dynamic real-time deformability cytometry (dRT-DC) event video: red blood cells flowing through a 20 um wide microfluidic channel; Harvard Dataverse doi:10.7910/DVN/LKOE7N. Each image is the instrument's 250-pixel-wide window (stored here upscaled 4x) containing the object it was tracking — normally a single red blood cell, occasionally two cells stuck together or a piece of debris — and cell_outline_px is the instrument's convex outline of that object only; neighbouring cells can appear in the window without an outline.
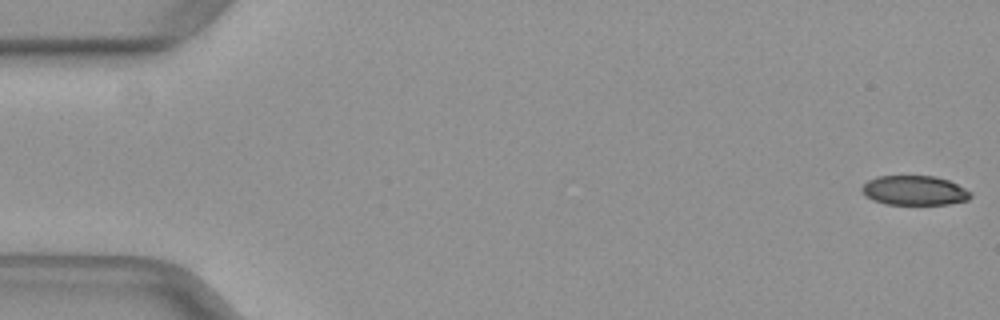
{"species": "common noctule bat (a hibernating species)", "species_latin": "Nyctalus noctula", "temperature_condition": "warm", "stored_images_in_passage": 50, "camera_frame_rate_fps": 3000, "um_per_image_px": 0.085, "animal": {"sex": "female", "body_mass_g": 29.2, "forearm_length_mm": 56.3}, "frame": {"image": 1, "passage_image": 1, "time_ms": 0.0, "image_size_px": [1000, 320], "cell_outline_px": [[972, 196], [968, 200], [948, 204], [888, 204], [876, 200], [868, 196], [860, 188], [868, 180], [876, 176], [936, 176], [948, 180], [972, 192]], "centroid_in_image_um": [77.77, 16.18], "position_along_channel_um": 7.2, "area_um2": 18.5}}
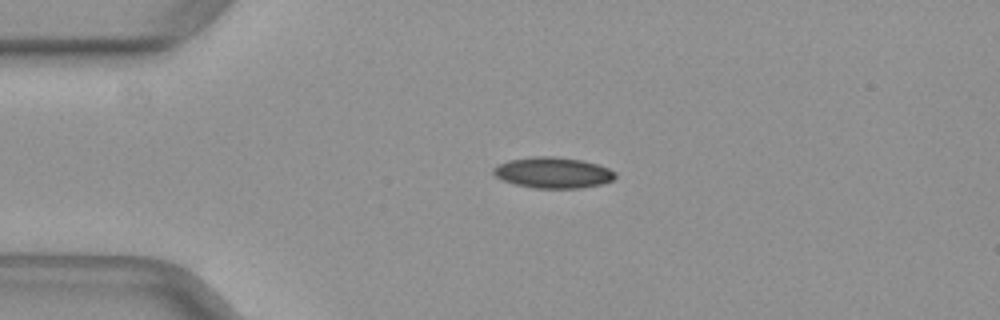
{"frame": {"image": 2, "passage_image": 12, "time_ms": 3.667, "image_size_px": [1000, 320], "cell_outline_px": [[616, 176], [612, 180], [600, 184], [580, 188], [536, 188], [516, 184], [504, 180], [496, 176], [492, 172], [492, 168], [496, 164], [508, 160], [532, 156], [552, 156], [584, 160], [608, 168], [616, 172]], "centroid_in_image_um": [46.98, 14.66], "position_along_channel_um": 38.0, "area_um2": 21.96}}
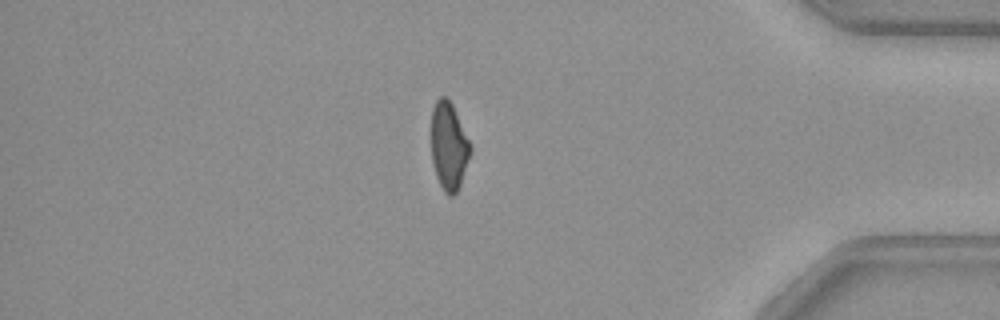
{"frame": {"image": 3, "passage_image": 43, "time_ms": 14.0, "image_size_px": [1000, 320], "cell_outline_px": [[472, 148], [460, 184], [456, 192], [452, 196], [448, 196], [444, 192], [436, 176], [432, 164], [432, 108], [436, 100], [440, 96], [444, 96], [452, 104], [472, 144]], "centroid_in_image_um": [38.15, 12.41], "position_along_channel_um": 397.0, "area_um2": 19.94}}